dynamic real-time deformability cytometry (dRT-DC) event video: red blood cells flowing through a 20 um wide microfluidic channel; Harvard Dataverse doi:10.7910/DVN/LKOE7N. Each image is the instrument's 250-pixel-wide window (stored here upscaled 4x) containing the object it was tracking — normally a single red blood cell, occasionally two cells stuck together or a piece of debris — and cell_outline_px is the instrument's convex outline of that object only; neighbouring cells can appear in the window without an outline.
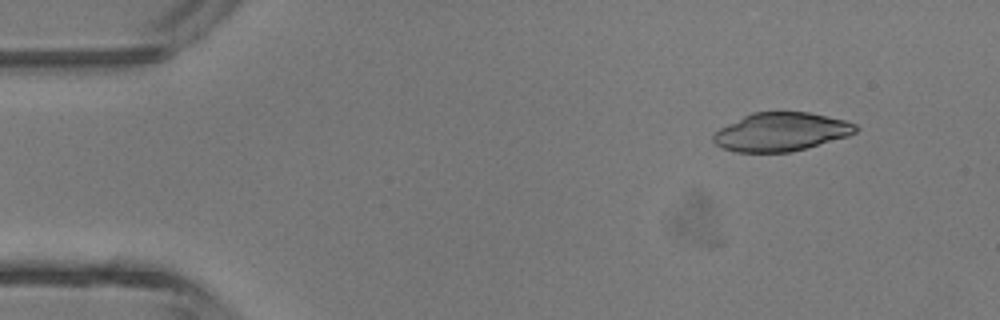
{"species": "common noctule bat (a hibernating species)", "species_latin": "Nyctalus noctula", "temperature_condition": "room temperature", "stored_images_in_passage": 4, "camera_frame_rate_fps": 3000, "um_per_image_px": 0.085, "animal": {"sex": "male", "body_mass_g": 13.3}, "frame": {"image": 1, "passage_image": 2, "time_ms": 1.333, "image_size_px": [1000, 320], "cell_outline_px": [[860, 128], [856, 132], [848, 136], [792, 152], [736, 152], [724, 148], [716, 144], [712, 140], [712, 136], [720, 128], [752, 112], [808, 112], [844, 120], [856, 124]], "centroid_in_image_um": [66.41, 11.21], "position_along_channel_um": 18.6, "area_um2": 31.73}}